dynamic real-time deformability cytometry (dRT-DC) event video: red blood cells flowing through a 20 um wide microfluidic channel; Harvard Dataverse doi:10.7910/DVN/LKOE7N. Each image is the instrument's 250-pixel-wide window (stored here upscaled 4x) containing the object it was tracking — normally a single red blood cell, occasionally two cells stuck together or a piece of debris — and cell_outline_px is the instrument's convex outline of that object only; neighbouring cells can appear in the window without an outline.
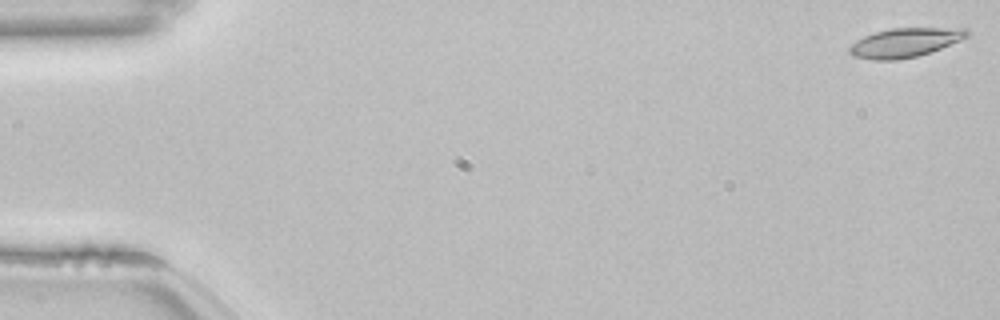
{"species": "common noctule bat (a hibernating species)", "species_latin": "Nyctalus noctula", "temperature_condition": "room temperature", "stored_images_in_passage": 54, "camera_frame_rate_fps": 3000, "um_per_image_px": 0.085, "animal": {"sex": "female", "body_mass_g": 22.7, "forearm_length_mm": 54.2}, "frame": {"image": 1, "passage_image": 1, "time_ms": 0.0, "image_size_px": [1000, 320], "cell_outline_px": [[968, 36], [960, 40], [940, 48], [916, 56], [896, 60], [872, 60], [852, 56], [848, 52], [848, 48], [856, 40], [864, 36], [876, 32], [892, 28], [968, 28]], "centroid_in_image_um": [76.88, 3.62], "position_along_channel_um": 8.1, "area_um2": 19.77}}
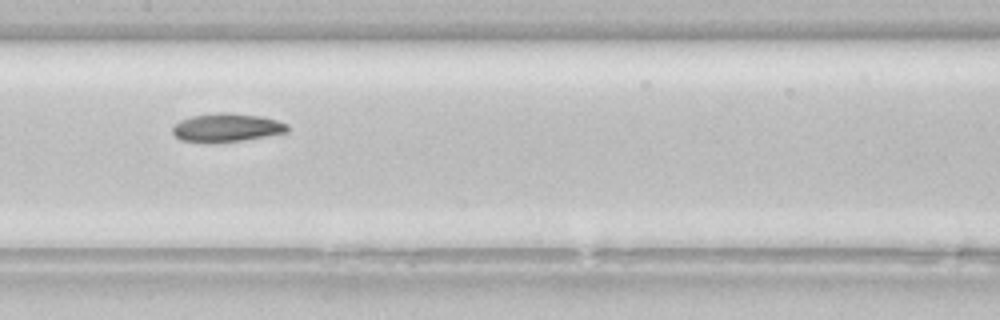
{"frame": {"image": 2, "passage_image": 27, "time_ms": 8.667, "image_size_px": [1000, 320], "cell_outline_px": [[288, 132], [244, 140], [216, 144], [204, 144], [180, 140], [172, 132], [172, 128], [180, 120], [192, 116], [220, 112], [228, 112], [260, 116], [276, 120], [288, 124]], "centroid_in_image_um": [19.24, 10.87], "position_along_channel_um": 188.2, "area_um2": 19.42}}
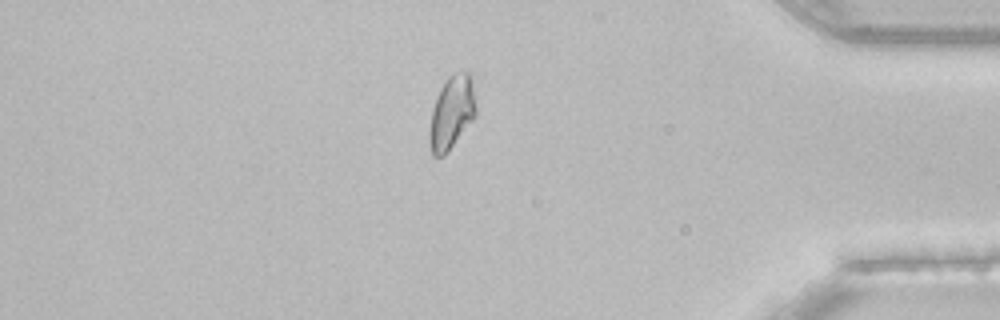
{"frame": {"image": 3, "passage_image": 46, "time_ms": 15.0, "image_size_px": [1000, 320], "cell_outline_px": [[476, 116], [448, 152], [444, 156], [432, 156], [428, 140], [428, 132], [432, 108], [440, 88], [448, 76], [456, 72], [472, 72], [476, 108]], "centroid_in_image_um": [38.39, 9.57], "position_along_channel_um": 396.8, "area_um2": 20.29}, "authors_computed_cell_mechanics": {"area_um2": 19.5075, "velocity_mm_per_s": 3.8332, "shape_relaxation_time_tau1_ms": null, "shape_relaxation_time_tau2_ms": 7.2433, "deformation_change_tau1": null, "deformation_change_tau2": 0.1145}}